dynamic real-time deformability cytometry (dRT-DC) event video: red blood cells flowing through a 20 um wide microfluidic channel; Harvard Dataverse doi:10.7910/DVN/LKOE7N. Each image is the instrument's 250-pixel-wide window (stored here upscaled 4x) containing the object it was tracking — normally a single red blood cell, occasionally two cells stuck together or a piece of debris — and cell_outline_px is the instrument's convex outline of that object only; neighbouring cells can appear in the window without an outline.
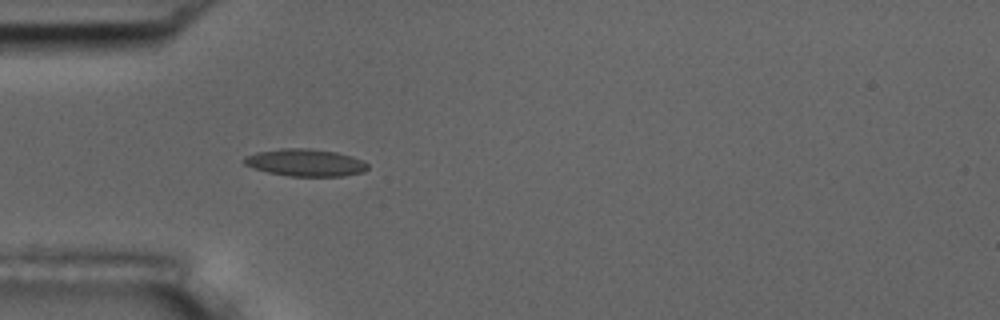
{"species": "common noctule bat (a hibernating species)", "species_latin": "Nyctalus noctula", "temperature_condition": "room temperature", "stored_images_in_passage": 39, "camera_frame_rate_fps": 3000, "um_per_image_px": 0.085, "animal": {"sex": "male", "body_mass_g": 17.5, "forearm_length_mm": 52.3}, "frame": {"image": 1, "passage_image": 1, "time_ms": 0.0, "image_size_px": [1000, 320], "cell_outline_px": [[368, 168], [364, 172], [344, 176], [288, 176], [268, 172], [244, 164], [240, 160], [244, 156], [256, 152], [280, 148], [308, 148], [336, 152], [352, 156], [364, 160], [368, 164]], "centroid_in_image_um": [25.96, 13.81], "position_along_channel_um": 59.0, "area_um2": 19.83}}
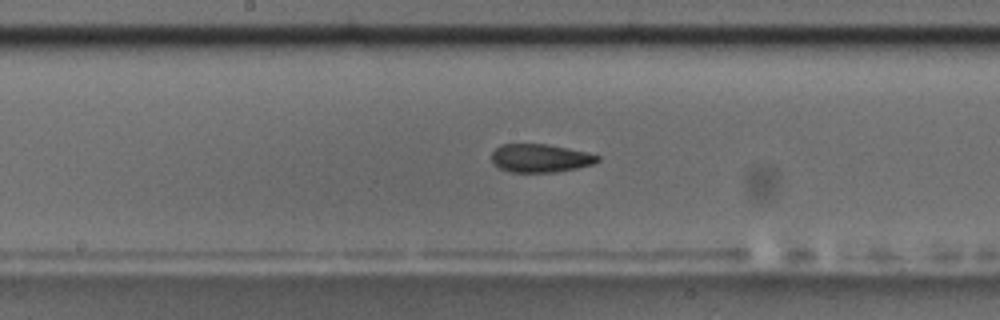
{"frame": {"image": 2, "passage_image": 13, "time_ms": 4.0, "image_size_px": [1000, 320], "cell_outline_px": [[600, 160], [592, 164], [576, 168], [556, 172], [512, 172], [500, 168], [492, 160], [492, 152], [500, 144], [544, 144], [568, 148], [588, 152], [600, 156]], "centroid_in_image_um": [45.94, 13.44], "position_along_channel_um": 202.3, "area_um2": 17.34}}
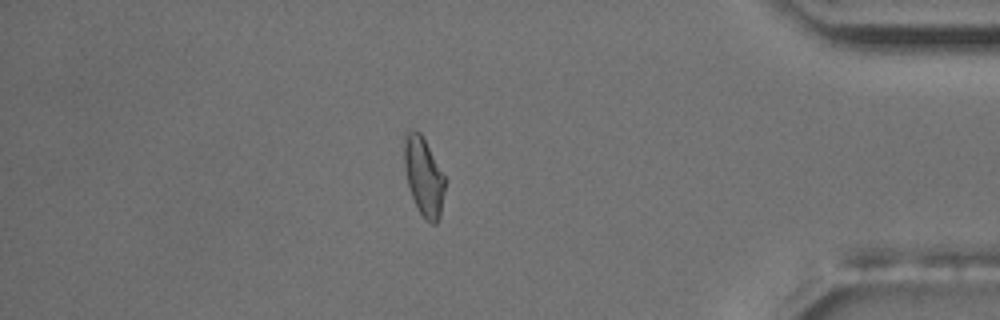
{"frame": {"image": 3, "passage_image": 32, "time_ms": 10.333, "image_size_px": [1000, 320], "cell_outline_px": [[444, 192], [440, 216], [436, 224], [432, 224], [420, 212], [412, 196], [408, 184], [404, 168], [404, 132], [408, 128], [420, 132], [444, 176]], "centroid_in_image_um": [35.98, 14.95], "position_along_channel_um": 399.2, "area_um2": 18.26}, "authors_computed_cell_mechanics": {"area_um2": 18.207, "velocity_mm_per_s": 3.6718, "shape_relaxation_time_tau1_ms": null, "shape_relaxation_time_tau2_ms": 2.4923, "deformation_change_tau1": null, "deformation_change_tau2": 0.0883}}